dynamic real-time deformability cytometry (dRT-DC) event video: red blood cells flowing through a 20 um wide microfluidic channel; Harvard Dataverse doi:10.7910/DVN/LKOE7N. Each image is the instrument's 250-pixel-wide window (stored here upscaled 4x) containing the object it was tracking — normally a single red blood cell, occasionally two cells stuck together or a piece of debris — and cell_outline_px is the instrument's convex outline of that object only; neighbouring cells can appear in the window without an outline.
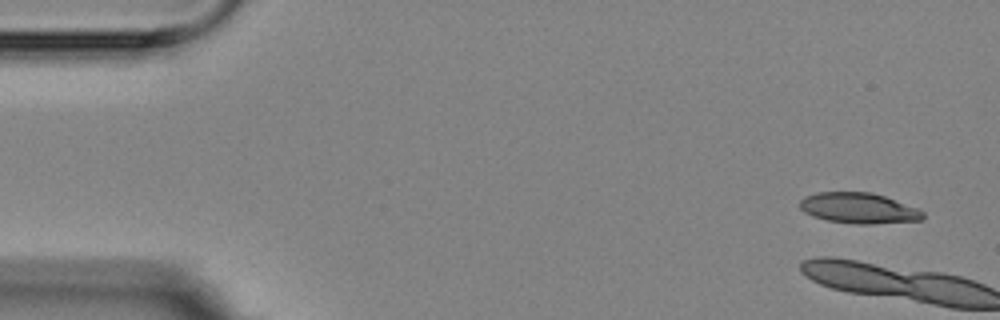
{"species": "Egyptian fruit bat (a non-hibernating species)", "species_latin": "Rousettus aegyptiacus", "temperature_condition": "room temperature", "stored_images_in_passage": 6, "camera_frame_rate_fps": 3000, "um_per_image_px": 0.085, "animal": {"sex": "female"}, "frame": {"image": 1, "passage_image": 1, "time_ms": 0.0, "image_size_px": [1000, 320], "cell_outline_px": [[924, 216], [920, 220], [872, 224], [860, 224], [828, 220], [812, 216], [804, 212], [800, 208], [800, 200], [804, 196], [816, 192], [872, 192], [884, 196], [916, 208], [924, 212]], "centroid_in_image_um": [72.95, 17.68], "position_along_channel_um": 12.1, "area_um2": 21.79}}
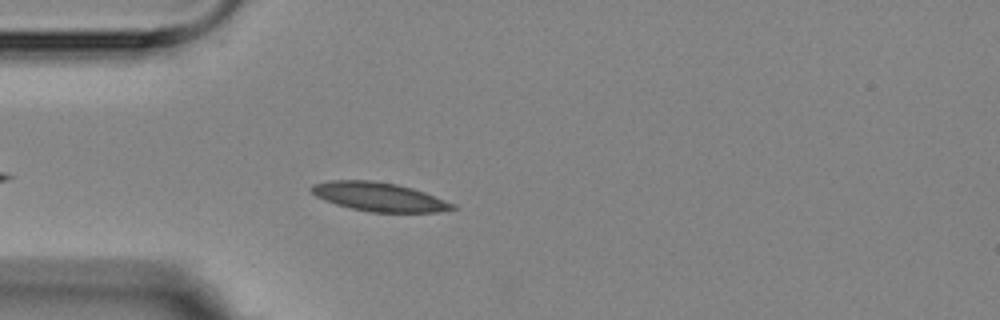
{"frame": {"image": 2, "passage_image": 6, "time_ms": 5.667, "image_size_px": [1000, 320], "cell_outline_px": [[456, 208], [436, 212], [368, 212], [336, 204], [324, 200], [316, 196], [308, 188], [312, 184], [332, 180], [372, 180], [396, 184], [412, 188], [424, 192], [456, 204]], "centroid_in_image_um": [32.19, 16.72], "position_along_channel_um": 52.8, "area_um2": 23.64}}